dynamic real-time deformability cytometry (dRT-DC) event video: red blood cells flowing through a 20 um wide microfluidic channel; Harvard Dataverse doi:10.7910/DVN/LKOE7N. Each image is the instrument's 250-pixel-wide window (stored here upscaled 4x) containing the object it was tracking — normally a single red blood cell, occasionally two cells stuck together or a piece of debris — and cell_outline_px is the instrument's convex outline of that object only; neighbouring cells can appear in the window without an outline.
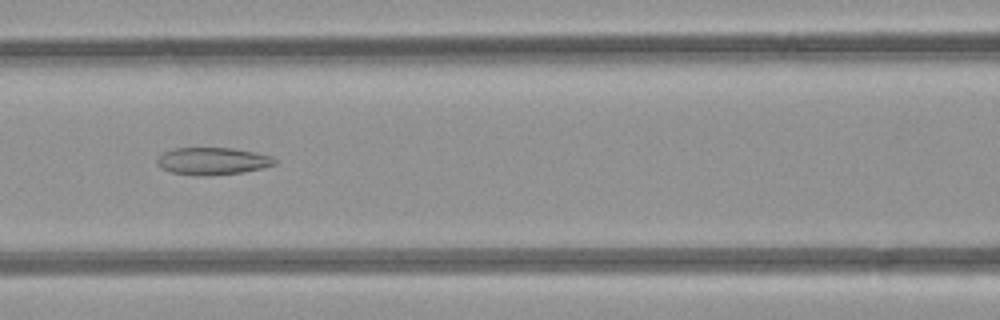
{"species": "common noctule bat (a hibernating species)", "species_latin": "Nyctalus noctula", "temperature_condition": "room temperature", "stored_images_in_passage": 48, "camera_frame_rate_fps": 3000, "um_per_image_px": 0.085, "animal": {"sex": "female", "body_mass_g": 21.9}, "frame": {"image": 1, "passage_image": 21, "time_ms": 6.667, "image_size_px": [1000, 320], "cell_outline_px": [[276, 164], [260, 168], [240, 172], [204, 176], [200, 176], [172, 172], [160, 168], [156, 164], [156, 160], [164, 152], [172, 148], [232, 148], [272, 156], [276, 160]], "centroid_in_image_um": [18.02, 13.69], "position_along_channel_um": 148.6, "area_um2": 18.5}}
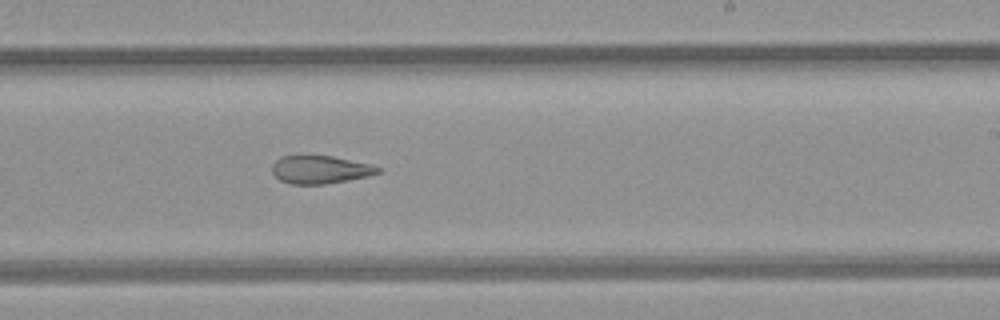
{"frame": {"image": 2, "passage_image": 29, "time_ms": 9.333, "image_size_px": [1000, 320], "cell_outline_px": [[380, 172], [368, 176], [324, 184], [292, 184], [280, 180], [272, 172], [272, 164], [280, 156], [332, 156], [372, 164], [380, 168]], "centroid_in_image_um": [27.21, 14.41], "position_along_channel_um": 261.8, "area_um2": 17.11}}
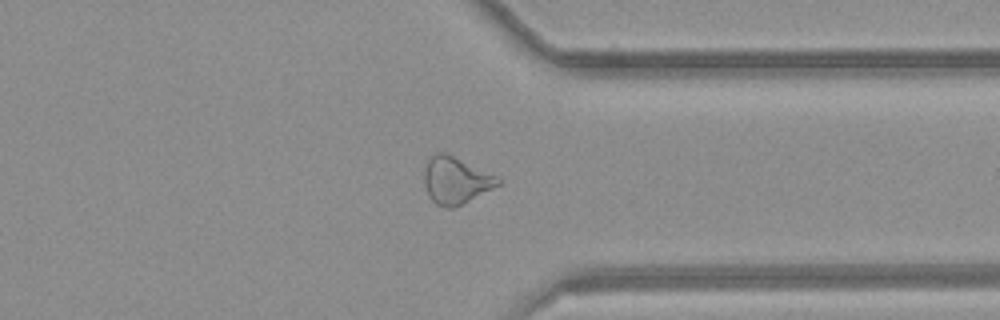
{"frame": {"image": 3, "passage_image": 37, "time_ms": 12.0, "image_size_px": [1000, 320], "cell_outline_px": [[504, 180], [500, 184], [452, 208], [448, 208], [436, 204], [432, 200], [424, 184], [424, 168], [428, 156], [436, 152], [448, 152], [500, 176]], "centroid_in_image_um": [38.75, 15.26], "position_along_channel_um": 372.6, "area_um2": 20.52}, "authors_computed_cell_mechanics": {"area_um2": 22.4264, "velocity_mm_per_s": 4.2622, "shape_relaxation_time_tau1_ms": null, "shape_relaxation_time_tau2_ms": 4.5314, "deformation_change_tau1": null, "deformation_change_tau2": 0.1514}}